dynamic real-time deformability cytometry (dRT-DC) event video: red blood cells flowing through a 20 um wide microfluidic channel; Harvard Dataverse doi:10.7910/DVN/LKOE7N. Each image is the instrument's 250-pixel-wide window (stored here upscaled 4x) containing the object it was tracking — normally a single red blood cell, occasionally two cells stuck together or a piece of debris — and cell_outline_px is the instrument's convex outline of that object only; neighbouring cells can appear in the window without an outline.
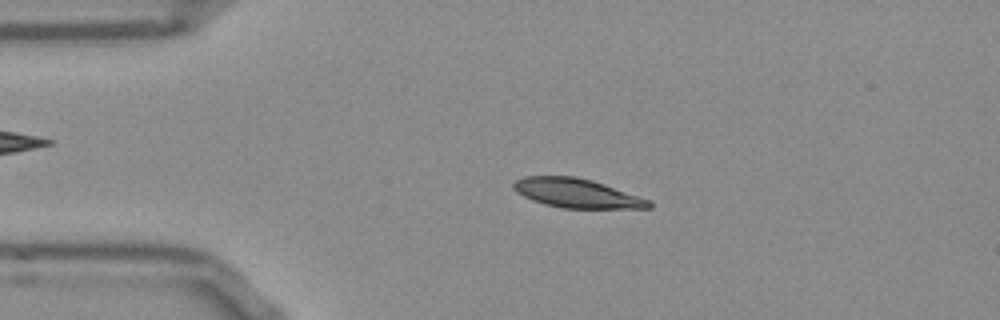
{"species": "Egyptian fruit bat (a non-hibernating species)", "species_latin": "Rousettus aegyptiacus", "temperature_condition": "room temperature", "stored_images_in_passage": 52, "camera_frame_rate_fps": 3000, "um_per_image_px": 0.085, "frame": {"image": 1, "passage_image": 10, "time_ms": 3.0, "image_size_px": [1000, 320], "cell_outline_px": [[652, 208], [564, 208], [544, 204], [532, 200], [516, 192], [512, 188], [512, 184], [516, 180], [524, 176], [576, 176], [592, 180], [652, 200]], "centroid_in_image_um": [49.03, 16.42], "position_along_channel_um": 36.0, "area_um2": 23.06}}
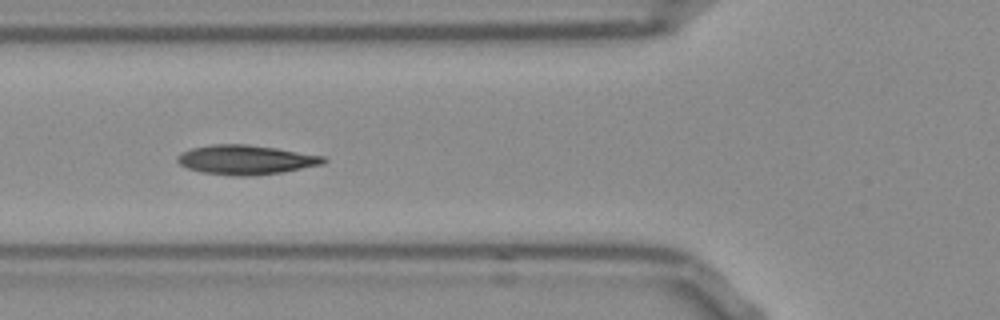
{"frame": {"image": 2, "passage_image": 18, "time_ms": 5.667, "image_size_px": [1000, 320], "cell_outline_px": [[328, 160], [324, 164], [280, 172], [248, 176], [232, 176], [200, 172], [188, 168], [180, 164], [176, 160], [176, 156], [180, 152], [192, 148], [212, 144], [248, 144], [276, 148], [324, 156]], "centroid_in_image_um": [20.86, 13.57], "position_along_channel_um": 104.9, "area_um2": 25.09}}
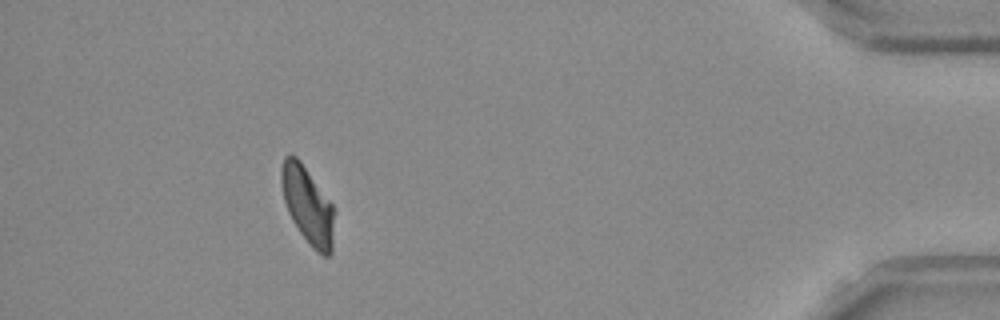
{"frame": {"image": 3, "passage_image": 47, "time_ms": 15.333, "image_size_px": [1000, 320], "cell_outline_px": [[332, 252], [328, 256], [324, 256], [316, 252], [312, 248], [300, 232], [292, 220], [288, 212], [284, 200], [280, 180], [280, 172], [284, 156], [296, 156], [300, 160], [332, 204]], "centroid_in_image_um": [26.11, 17.44], "position_along_channel_um": 409.1, "area_um2": 23.29}, "authors_computed_cell_mechanics": {"area_um2": 24.1604, "velocity_mm_per_s": 3.7744, "shape_relaxation_time_tau1_ms": 5.8934, "shape_relaxation_time_tau2_ms": 2.2447, "deformation_change_tau1": 0.1561, "deformation_change_tau2": 0.0684}}